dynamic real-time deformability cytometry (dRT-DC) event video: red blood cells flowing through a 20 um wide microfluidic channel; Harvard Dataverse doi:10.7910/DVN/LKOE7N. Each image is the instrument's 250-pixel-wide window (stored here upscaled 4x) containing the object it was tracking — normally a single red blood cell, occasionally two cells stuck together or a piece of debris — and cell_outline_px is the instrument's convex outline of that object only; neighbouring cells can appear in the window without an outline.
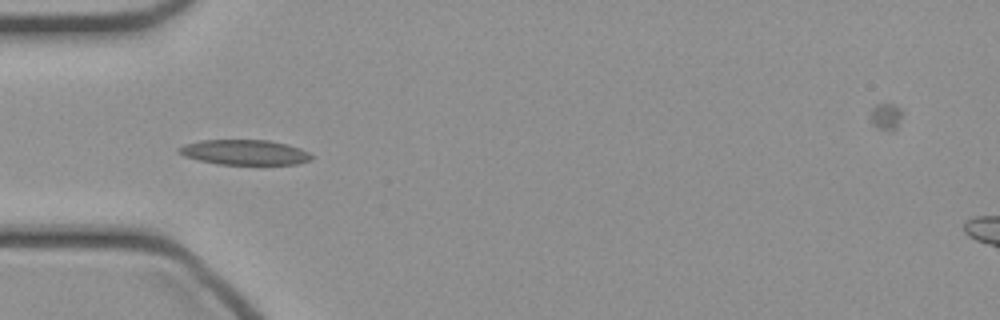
{"species": "common noctule bat (a hibernating species)", "species_latin": "Nyctalus noctula", "temperature_condition": "cold", "stored_images_in_passage": 36, "camera_frame_rate_fps": 3000, "um_per_image_px": 0.085, "animal": {"sex": "female", "body_mass_g": 21.9}, "frame": {"image": 1, "passage_image": 3, "time_ms": 0.667, "image_size_px": [1000, 320], "cell_outline_px": [[312, 160], [296, 164], [216, 164], [184, 156], [176, 152], [176, 148], [184, 144], [200, 140], [268, 140], [288, 144], [300, 148], [308, 152], [312, 156]], "centroid_in_image_um": [20.76, 12.94], "position_along_channel_um": 64.2, "area_um2": 19.48}}
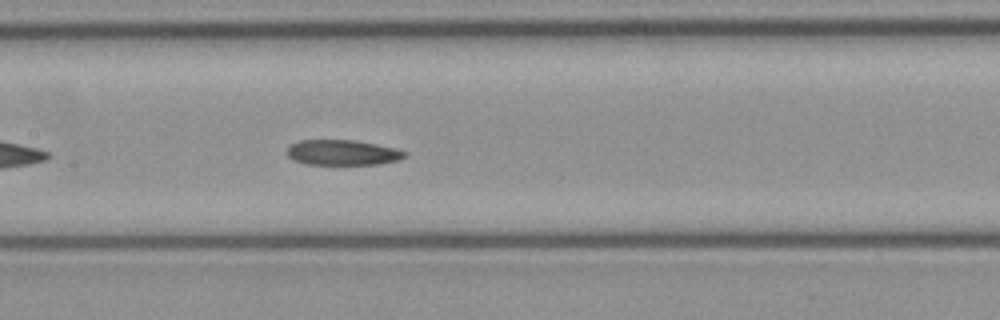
{"frame": {"image": 2, "passage_image": 11, "time_ms": 3.333, "image_size_px": [1000, 320], "cell_outline_px": [[408, 152], [400, 160], [380, 164], [304, 164], [292, 160], [288, 156], [288, 148], [292, 144], [300, 140], [356, 140], [396, 148]], "centroid_in_image_um": [29.13, 12.97], "position_along_channel_um": 178.3, "area_um2": 17.4}}
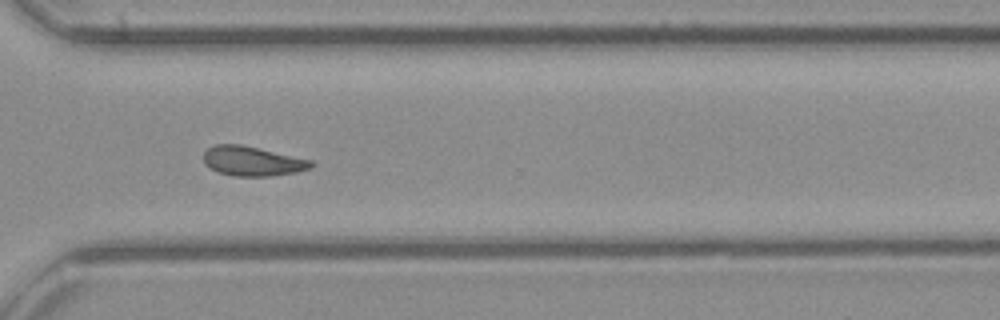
{"frame": {"image": 3, "passage_image": 23, "time_ms": 7.333, "image_size_px": [1000, 320], "cell_outline_px": [[316, 164], [312, 168], [296, 172], [268, 176], [232, 176], [220, 172], [204, 164], [204, 152], [208, 148], [216, 144], [240, 144], [312, 160]], "centroid_in_image_um": [21.48, 13.69], "position_along_channel_um": 349.1, "area_um2": 18.44}}